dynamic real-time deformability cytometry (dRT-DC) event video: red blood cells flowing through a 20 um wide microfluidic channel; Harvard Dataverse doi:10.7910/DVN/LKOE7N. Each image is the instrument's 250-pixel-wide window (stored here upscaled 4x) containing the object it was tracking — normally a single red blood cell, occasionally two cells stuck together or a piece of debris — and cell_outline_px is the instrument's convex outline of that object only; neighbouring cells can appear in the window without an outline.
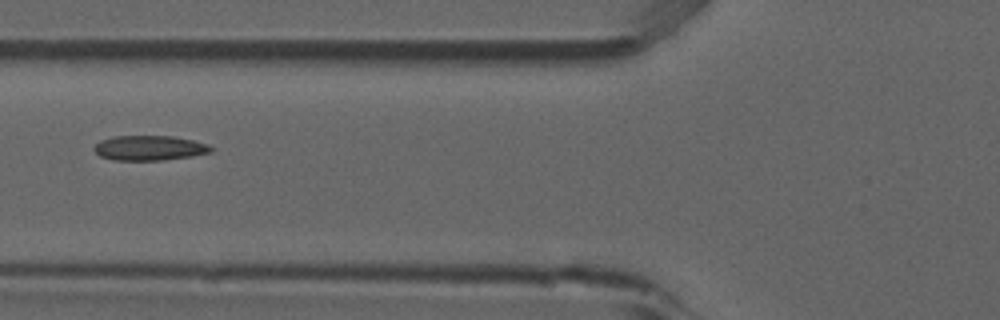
{"species": "common noctule bat (a hibernating species)", "species_latin": "Nyctalus noctula", "temperature_condition": "room temperature", "stored_images_in_passage": 8, "camera_frame_rate_fps": 3000, "um_per_image_px": 0.085, "animal": {"sex": "male", "forearm_length_mm": 52.5}, "frame": {"image": 1, "passage_image": 4, "time_ms": 1.0, "image_size_px": [1000, 320], "cell_outline_px": [[216, 148], [212, 152], [192, 156], [164, 160], [112, 160], [100, 156], [92, 148], [100, 140], [112, 136], [172, 136], [192, 140], [208, 144]], "centroid_in_image_um": [12.72, 12.58], "position_along_channel_um": 113.1, "area_um2": 17.11}}
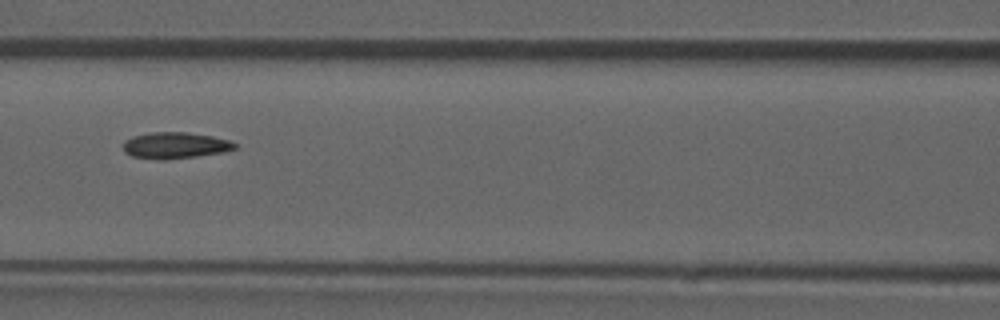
{"frame": {"image": 2, "passage_image": 5, "time_ms": 1.333, "image_size_px": [1000, 320], "cell_outline_px": [[236, 148], [224, 152], [196, 156], [164, 160], [160, 160], [132, 156], [124, 152], [124, 140], [132, 136], [152, 132], [184, 132], [212, 136], [228, 140], [236, 144]], "centroid_in_image_um": [14.86, 12.36], "position_along_channel_um": 151.7, "area_um2": 17.05}}